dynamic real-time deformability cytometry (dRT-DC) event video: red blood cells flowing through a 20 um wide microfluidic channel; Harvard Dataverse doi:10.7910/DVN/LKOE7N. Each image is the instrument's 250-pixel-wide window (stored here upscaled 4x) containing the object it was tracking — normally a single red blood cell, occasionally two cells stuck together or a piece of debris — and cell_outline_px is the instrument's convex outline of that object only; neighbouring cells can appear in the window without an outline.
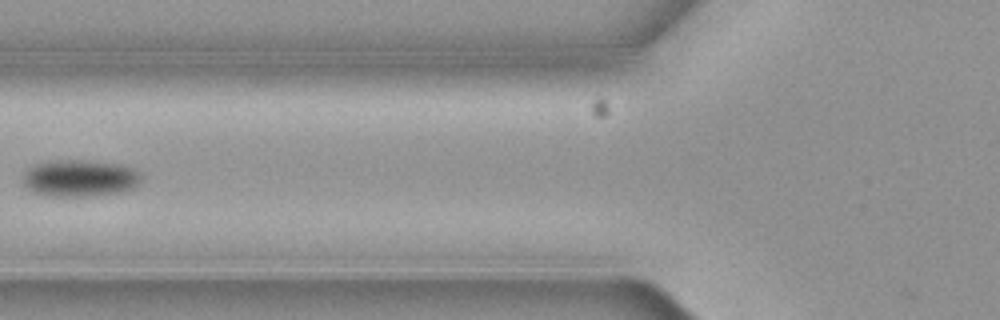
{"species": "common noctule bat (a hibernating species)", "species_latin": "Nyctalus noctula", "temperature_condition": "cold", "stored_images_in_passage": 4, "camera_frame_rate_fps": 3000, "um_per_image_px": 0.085, "animal": {"sex": "female", "body_mass_g": 19.3, "forearm_length_mm": 54.1}, "frame": {"image": 1, "passage_image": 3, "time_ms": 0.667, "image_size_px": [1000, 320], "cell_outline_px": [[140, 180], [132, 188], [120, 192], [88, 196], [44, 196], [28, 188], [24, 184], [24, 172], [36, 164], [68, 160], [80, 160], [116, 164], [132, 168], [140, 176]], "centroid_in_image_um": [6.76, 15.16], "position_along_channel_um": 119.0, "area_um2": 24.68}}
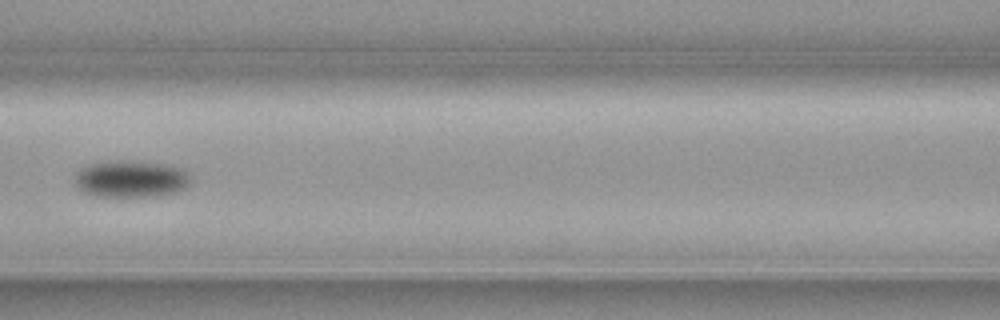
{"frame": {"image": 2, "passage_image": 4, "time_ms": 1.0, "image_size_px": [1000, 320], "cell_outline_px": [[192, 180], [184, 188], [176, 192], [160, 196], [96, 196], [84, 192], [76, 184], [76, 172], [84, 164], [112, 160], [140, 160], [172, 164], [184, 168], [192, 176]], "centroid_in_image_um": [11.19, 15.16], "position_along_channel_um": 155.4, "area_um2": 25.72}}